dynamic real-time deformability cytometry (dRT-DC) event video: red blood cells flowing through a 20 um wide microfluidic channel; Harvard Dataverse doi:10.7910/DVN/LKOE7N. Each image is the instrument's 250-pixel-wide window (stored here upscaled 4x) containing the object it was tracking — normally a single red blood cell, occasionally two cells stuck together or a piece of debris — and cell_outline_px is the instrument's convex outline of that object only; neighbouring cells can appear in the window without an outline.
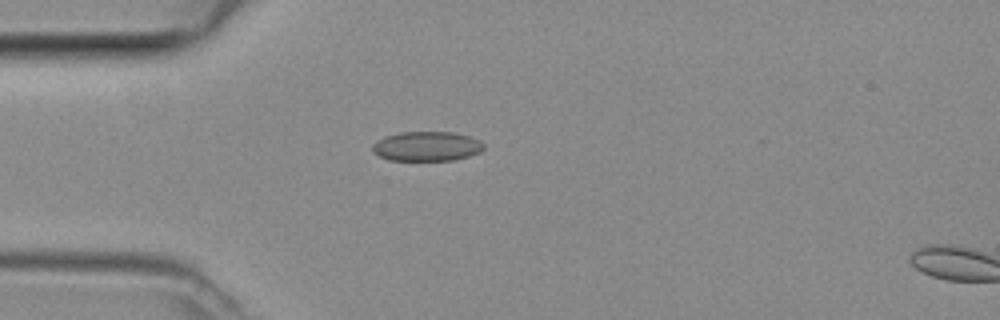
{"species": "common noctule bat (a hibernating species)", "species_latin": "Nyctalus noctula", "temperature_condition": "room temperature", "stored_images_in_passage": 15, "camera_frame_rate_fps": 3000, "um_per_image_px": 0.085, "animal": {"sex": "female", "body_mass_g": 29.2, "forearm_length_mm": 56.3}, "frame": {"image": 1, "passage_image": 13, "time_ms": 4.0, "image_size_px": [1000, 320], "cell_outline_px": [[484, 148], [480, 152], [468, 156], [452, 160], [388, 160], [372, 152], [372, 144], [376, 140], [384, 136], [400, 132], [452, 132], [468, 136], [480, 140], [484, 144]], "centroid_in_image_um": [36.24, 12.43], "position_along_channel_um": 48.8, "area_um2": 19.25}}